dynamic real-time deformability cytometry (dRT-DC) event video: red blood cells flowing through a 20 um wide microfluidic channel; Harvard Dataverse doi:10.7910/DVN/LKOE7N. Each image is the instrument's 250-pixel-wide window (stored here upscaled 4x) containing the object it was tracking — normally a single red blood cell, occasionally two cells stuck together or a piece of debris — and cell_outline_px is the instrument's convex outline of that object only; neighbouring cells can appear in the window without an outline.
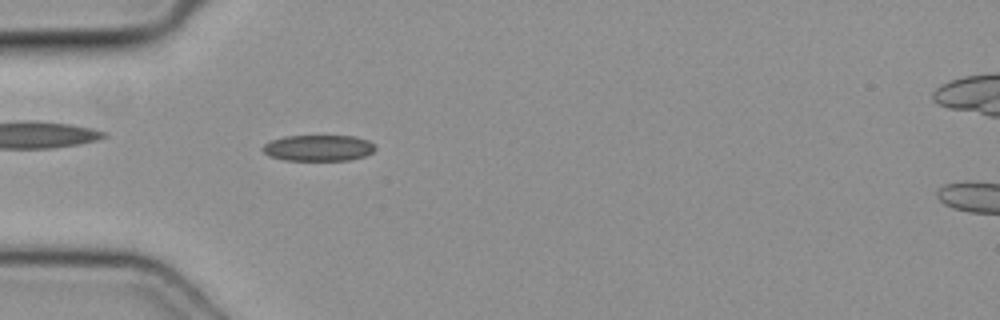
{"species": "common noctule bat (a hibernating species)", "species_latin": "Nyctalus noctula", "temperature_condition": "cold", "stored_images_in_passage": 42, "camera_frame_rate_fps": 3000, "um_per_image_px": 0.085, "animal": {"sex": "female", "body_mass_g": 19.3, "forearm_length_mm": 54.1}, "frame": {"image": 1, "passage_image": 8, "time_ms": 2.333, "image_size_px": [1000, 320], "cell_outline_px": [[376, 148], [372, 152], [364, 156], [348, 160], [284, 160], [268, 156], [260, 148], [264, 144], [272, 140], [284, 136], [356, 136], [368, 140]], "centroid_in_image_um": [27.03, 12.57], "position_along_channel_um": 58.0, "area_um2": 17.11}}
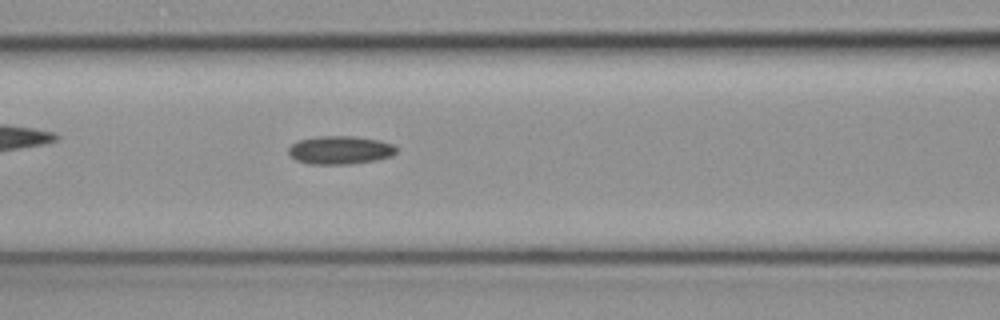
{"frame": {"image": 2, "passage_image": 14, "time_ms": 4.333, "image_size_px": [1000, 320], "cell_outline_px": [[396, 152], [392, 156], [376, 160], [348, 164], [308, 164], [296, 160], [288, 152], [288, 148], [296, 140], [320, 136], [352, 136], [380, 140], [392, 144], [396, 148]], "centroid_in_image_um": [28.89, 12.75], "position_along_channel_um": 137.7, "area_um2": 17.8}}
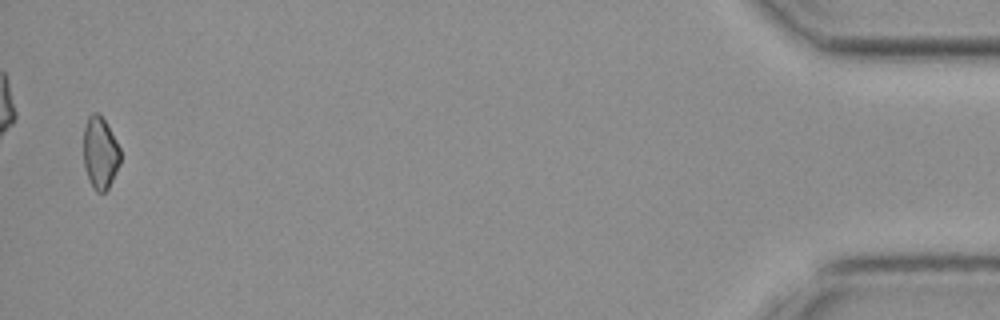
{"frame": {"image": 3, "passage_image": 41, "time_ms": 13.333, "image_size_px": [1000, 320], "cell_outline_px": [[120, 164], [108, 188], [104, 192], [96, 192], [88, 180], [84, 164], [84, 128], [88, 116], [92, 112], [96, 112], [104, 120], [116, 140], [120, 148]], "centroid_in_image_um": [8.51, 13.01], "position_along_channel_um": 426.7, "area_um2": 15.37}}